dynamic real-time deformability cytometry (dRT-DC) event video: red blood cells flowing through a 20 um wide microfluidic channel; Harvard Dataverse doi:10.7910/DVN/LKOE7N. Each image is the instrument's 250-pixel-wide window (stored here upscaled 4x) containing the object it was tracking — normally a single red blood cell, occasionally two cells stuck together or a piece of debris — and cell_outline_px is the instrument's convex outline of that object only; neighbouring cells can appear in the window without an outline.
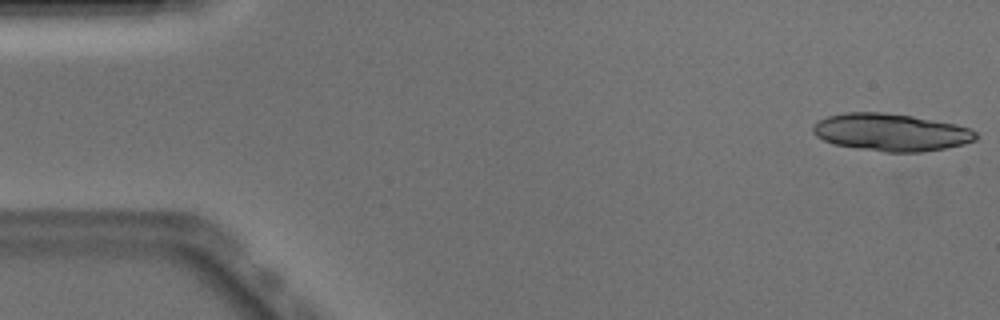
{"species": "Egyptian fruit bat (a non-hibernating species)", "species_latin": "Rousettus aegyptiacus", "temperature_condition": "warm", "stored_images_in_passage": 51, "segment_of_instrument_passage": [1, 2], "camera_frame_rate_fps": 3000, "um_per_image_px": 0.085, "animal": {"sex": "male"}, "frame": {"image": 1, "passage_image": 1, "time_ms": 0.0, "image_size_px": [1000, 320], "cell_outline_px": [[976, 140], [964, 144], [944, 148], [920, 152], [884, 152], [836, 144], [824, 140], [816, 136], [812, 132], [812, 128], [820, 120], [828, 116], [844, 112], [884, 112], [912, 116], [956, 124], [968, 128], [976, 132]], "centroid_in_image_um": [75.74, 11.24], "position_along_channel_um": 9.3, "area_um2": 35.26}}